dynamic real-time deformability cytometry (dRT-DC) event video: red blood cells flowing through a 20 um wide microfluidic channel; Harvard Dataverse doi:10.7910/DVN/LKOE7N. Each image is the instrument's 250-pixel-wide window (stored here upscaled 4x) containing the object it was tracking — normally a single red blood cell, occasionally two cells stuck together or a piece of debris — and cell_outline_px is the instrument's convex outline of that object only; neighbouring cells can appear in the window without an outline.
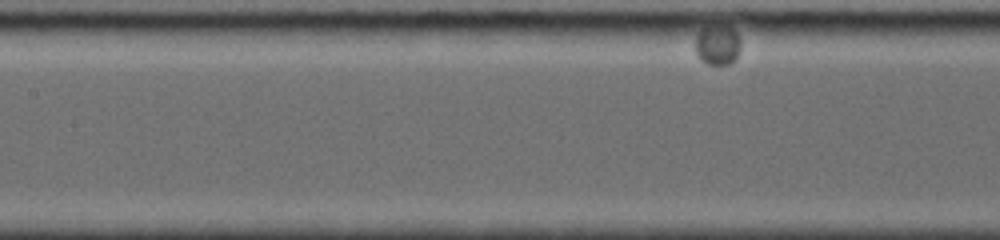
{"species": "common noctule bat (a hibernating species)", "species_latin": "Nyctalus noctula", "temperature_condition": "room temperature", "stored_images_in_passage": 27, "camera_frame_rate_fps": 5000, "um_per_image_px": 0.085, "animal": {"sex": "female", "body_mass_g": 19.0, "forearm_length_mm": 56.7}, "frame": {"image": 1, "passage_image": 12, "time_ms": 4.4, "image_size_px": [1000, 240], "cell_outline_px": [[740, 52], [728, 64], [708, 64], [700, 60], [696, 52], [696, 36], [704, 28], [732, 28], [740, 36]], "centroid_in_image_um": [61.01, 3.87], "position_along_channel_um": 146.4, "area_um2": 10.12}}
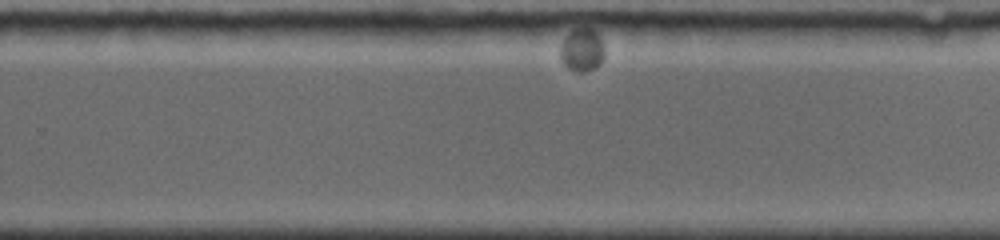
{"frame": {"image": 2, "passage_image": 23, "time_ms": 11.0, "image_size_px": [1000, 240], "cell_outline_px": [[604, 56], [600, 64], [596, 68], [584, 72], [580, 72], [568, 68], [560, 60], [560, 44], [564, 36], [576, 28], [588, 28], [596, 32], [600, 36], [604, 44]], "centroid_in_image_um": [49.47, 4.24], "position_along_channel_um": 280.3, "area_um2": 11.33}}
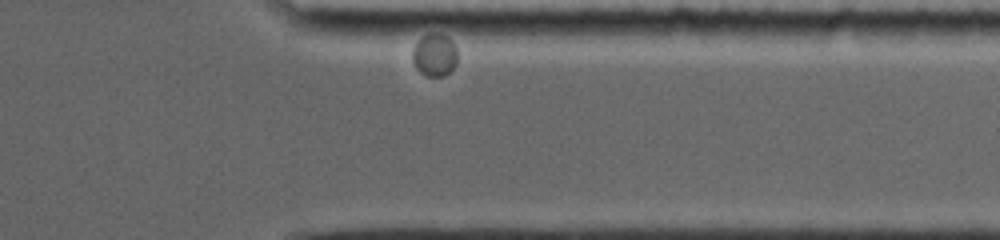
{"frame": {"image": 3, "passage_image": 27, "time_ms": 15.0, "image_size_px": [1000, 240], "cell_outline_px": [[456, 64], [444, 76], [428, 76], [420, 72], [416, 68], [412, 60], [412, 52], [416, 44], [424, 36], [448, 36], [452, 40], [456, 48]], "centroid_in_image_um": [36.94, 4.72], "position_along_channel_um": 374.5, "area_um2": 10.69}}